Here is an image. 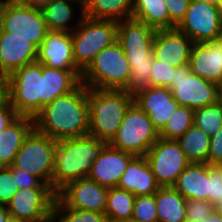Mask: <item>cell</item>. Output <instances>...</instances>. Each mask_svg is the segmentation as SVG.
Instances as JSON below:
<instances>
[{"instance_id": "14", "label": "cell", "mask_w": 222, "mask_h": 222, "mask_svg": "<svg viewBox=\"0 0 222 222\" xmlns=\"http://www.w3.org/2000/svg\"><path fill=\"white\" fill-rule=\"evenodd\" d=\"M194 43L217 41L222 29V18L217 5L191 0L184 19L176 27Z\"/></svg>"}, {"instance_id": "52", "label": "cell", "mask_w": 222, "mask_h": 222, "mask_svg": "<svg viewBox=\"0 0 222 222\" xmlns=\"http://www.w3.org/2000/svg\"><path fill=\"white\" fill-rule=\"evenodd\" d=\"M197 1L205 2V3H211V4H216L217 2L222 1V0H197Z\"/></svg>"}, {"instance_id": "48", "label": "cell", "mask_w": 222, "mask_h": 222, "mask_svg": "<svg viewBox=\"0 0 222 222\" xmlns=\"http://www.w3.org/2000/svg\"><path fill=\"white\" fill-rule=\"evenodd\" d=\"M51 0H33V6L37 8H42L46 4H48Z\"/></svg>"}, {"instance_id": "24", "label": "cell", "mask_w": 222, "mask_h": 222, "mask_svg": "<svg viewBox=\"0 0 222 222\" xmlns=\"http://www.w3.org/2000/svg\"><path fill=\"white\" fill-rule=\"evenodd\" d=\"M80 70H62L42 65L44 106L67 95L81 84Z\"/></svg>"}, {"instance_id": "1", "label": "cell", "mask_w": 222, "mask_h": 222, "mask_svg": "<svg viewBox=\"0 0 222 222\" xmlns=\"http://www.w3.org/2000/svg\"><path fill=\"white\" fill-rule=\"evenodd\" d=\"M34 129L56 141L82 137L89 132L86 86L80 84L71 93L57 97L34 117Z\"/></svg>"}, {"instance_id": "28", "label": "cell", "mask_w": 222, "mask_h": 222, "mask_svg": "<svg viewBox=\"0 0 222 222\" xmlns=\"http://www.w3.org/2000/svg\"><path fill=\"white\" fill-rule=\"evenodd\" d=\"M131 18L144 22L155 30L171 29L165 0H134Z\"/></svg>"}, {"instance_id": "39", "label": "cell", "mask_w": 222, "mask_h": 222, "mask_svg": "<svg viewBox=\"0 0 222 222\" xmlns=\"http://www.w3.org/2000/svg\"><path fill=\"white\" fill-rule=\"evenodd\" d=\"M216 208L205 200L189 199L186 202V222L206 220Z\"/></svg>"}, {"instance_id": "58", "label": "cell", "mask_w": 222, "mask_h": 222, "mask_svg": "<svg viewBox=\"0 0 222 222\" xmlns=\"http://www.w3.org/2000/svg\"><path fill=\"white\" fill-rule=\"evenodd\" d=\"M216 208H222V201L219 203V205Z\"/></svg>"}, {"instance_id": "37", "label": "cell", "mask_w": 222, "mask_h": 222, "mask_svg": "<svg viewBox=\"0 0 222 222\" xmlns=\"http://www.w3.org/2000/svg\"><path fill=\"white\" fill-rule=\"evenodd\" d=\"M176 67L169 63L161 62L154 58L149 86L168 87L174 77Z\"/></svg>"}, {"instance_id": "2", "label": "cell", "mask_w": 222, "mask_h": 222, "mask_svg": "<svg viewBox=\"0 0 222 222\" xmlns=\"http://www.w3.org/2000/svg\"><path fill=\"white\" fill-rule=\"evenodd\" d=\"M156 30L133 18L118 22L117 41L131 68L129 92L149 86L154 63L153 41Z\"/></svg>"}, {"instance_id": "6", "label": "cell", "mask_w": 222, "mask_h": 222, "mask_svg": "<svg viewBox=\"0 0 222 222\" xmlns=\"http://www.w3.org/2000/svg\"><path fill=\"white\" fill-rule=\"evenodd\" d=\"M117 30L118 22L83 15L78 26L71 32L73 58L81 72L101 50L117 41Z\"/></svg>"}, {"instance_id": "8", "label": "cell", "mask_w": 222, "mask_h": 222, "mask_svg": "<svg viewBox=\"0 0 222 222\" xmlns=\"http://www.w3.org/2000/svg\"><path fill=\"white\" fill-rule=\"evenodd\" d=\"M57 143L33 129L25 138L12 166L37 176L52 188Z\"/></svg>"}, {"instance_id": "55", "label": "cell", "mask_w": 222, "mask_h": 222, "mask_svg": "<svg viewBox=\"0 0 222 222\" xmlns=\"http://www.w3.org/2000/svg\"><path fill=\"white\" fill-rule=\"evenodd\" d=\"M2 19H1V6H0V37H1V33H2Z\"/></svg>"}, {"instance_id": "15", "label": "cell", "mask_w": 222, "mask_h": 222, "mask_svg": "<svg viewBox=\"0 0 222 222\" xmlns=\"http://www.w3.org/2000/svg\"><path fill=\"white\" fill-rule=\"evenodd\" d=\"M56 196L67 207L105 213L108 188L87 177L68 183Z\"/></svg>"}, {"instance_id": "9", "label": "cell", "mask_w": 222, "mask_h": 222, "mask_svg": "<svg viewBox=\"0 0 222 222\" xmlns=\"http://www.w3.org/2000/svg\"><path fill=\"white\" fill-rule=\"evenodd\" d=\"M158 138L159 132L148 115L132 102L124 114L116 136L109 144L135 156H145Z\"/></svg>"}, {"instance_id": "46", "label": "cell", "mask_w": 222, "mask_h": 222, "mask_svg": "<svg viewBox=\"0 0 222 222\" xmlns=\"http://www.w3.org/2000/svg\"><path fill=\"white\" fill-rule=\"evenodd\" d=\"M192 222H222V218L218 212H214L210 217L206 220H197Z\"/></svg>"}, {"instance_id": "43", "label": "cell", "mask_w": 222, "mask_h": 222, "mask_svg": "<svg viewBox=\"0 0 222 222\" xmlns=\"http://www.w3.org/2000/svg\"><path fill=\"white\" fill-rule=\"evenodd\" d=\"M17 116L15 109L10 104V101L7 100L0 107V131L7 127V125L10 124Z\"/></svg>"}, {"instance_id": "11", "label": "cell", "mask_w": 222, "mask_h": 222, "mask_svg": "<svg viewBox=\"0 0 222 222\" xmlns=\"http://www.w3.org/2000/svg\"><path fill=\"white\" fill-rule=\"evenodd\" d=\"M168 88L179 105L193 110L219 100L218 84L194 75L189 64L176 68Z\"/></svg>"}, {"instance_id": "42", "label": "cell", "mask_w": 222, "mask_h": 222, "mask_svg": "<svg viewBox=\"0 0 222 222\" xmlns=\"http://www.w3.org/2000/svg\"><path fill=\"white\" fill-rule=\"evenodd\" d=\"M208 164H222V127L210 138V148L208 153Z\"/></svg>"}, {"instance_id": "5", "label": "cell", "mask_w": 222, "mask_h": 222, "mask_svg": "<svg viewBox=\"0 0 222 222\" xmlns=\"http://www.w3.org/2000/svg\"><path fill=\"white\" fill-rule=\"evenodd\" d=\"M131 68L118 41L101 50L81 74V83L89 89L129 91Z\"/></svg>"}, {"instance_id": "47", "label": "cell", "mask_w": 222, "mask_h": 222, "mask_svg": "<svg viewBox=\"0 0 222 222\" xmlns=\"http://www.w3.org/2000/svg\"><path fill=\"white\" fill-rule=\"evenodd\" d=\"M75 5H79L78 10L80 9L81 11H84L89 4L91 3L92 0H71Z\"/></svg>"}, {"instance_id": "17", "label": "cell", "mask_w": 222, "mask_h": 222, "mask_svg": "<svg viewBox=\"0 0 222 222\" xmlns=\"http://www.w3.org/2000/svg\"><path fill=\"white\" fill-rule=\"evenodd\" d=\"M194 42L177 28L156 30L153 41V55L156 60L174 67L189 64Z\"/></svg>"}, {"instance_id": "44", "label": "cell", "mask_w": 222, "mask_h": 222, "mask_svg": "<svg viewBox=\"0 0 222 222\" xmlns=\"http://www.w3.org/2000/svg\"><path fill=\"white\" fill-rule=\"evenodd\" d=\"M8 100V85L4 77H0V107Z\"/></svg>"}, {"instance_id": "20", "label": "cell", "mask_w": 222, "mask_h": 222, "mask_svg": "<svg viewBox=\"0 0 222 222\" xmlns=\"http://www.w3.org/2000/svg\"><path fill=\"white\" fill-rule=\"evenodd\" d=\"M36 61L51 68L79 70L73 58L71 32L48 31L38 47Z\"/></svg>"}, {"instance_id": "41", "label": "cell", "mask_w": 222, "mask_h": 222, "mask_svg": "<svg viewBox=\"0 0 222 222\" xmlns=\"http://www.w3.org/2000/svg\"><path fill=\"white\" fill-rule=\"evenodd\" d=\"M171 19V29L176 28L184 19L191 0H165Z\"/></svg>"}, {"instance_id": "56", "label": "cell", "mask_w": 222, "mask_h": 222, "mask_svg": "<svg viewBox=\"0 0 222 222\" xmlns=\"http://www.w3.org/2000/svg\"><path fill=\"white\" fill-rule=\"evenodd\" d=\"M216 212H218L222 218V208H216Z\"/></svg>"}, {"instance_id": "30", "label": "cell", "mask_w": 222, "mask_h": 222, "mask_svg": "<svg viewBox=\"0 0 222 222\" xmlns=\"http://www.w3.org/2000/svg\"><path fill=\"white\" fill-rule=\"evenodd\" d=\"M190 163H208L210 137L196 125H192L176 140Z\"/></svg>"}, {"instance_id": "7", "label": "cell", "mask_w": 222, "mask_h": 222, "mask_svg": "<svg viewBox=\"0 0 222 222\" xmlns=\"http://www.w3.org/2000/svg\"><path fill=\"white\" fill-rule=\"evenodd\" d=\"M8 100L17 115L33 118L44 107L42 64L35 61L7 78Z\"/></svg>"}, {"instance_id": "19", "label": "cell", "mask_w": 222, "mask_h": 222, "mask_svg": "<svg viewBox=\"0 0 222 222\" xmlns=\"http://www.w3.org/2000/svg\"><path fill=\"white\" fill-rule=\"evenodd\" d=\"M38 47L27 38L11 36L2 30L0 37V77L37 60Z\"/></svg>"}, {"instance_id": "26", "label": "cell", "mask_w": 222, "mask_h": 222, "mask_svg": "<svg viewBox=\"0 0 222 222\" xmlns=\"http://www.w3.org/2000/svg\"><path fill=\"white\" fill-rule=\"evenodd\" d=\"M72 4L75 3L71 0H51L41 8L48 31L72 32L78 26L84 13L80 11L77 15ZM75 15L79 16L77 21H73Z\"/></svg>"}, {"instance_id": "18", "label": "cell", "mask_w": 222, "mask_h": 222, "mask_svg": "<svg viewBox=\"0 0 222 222\" xmlns=\"http://www.w3.org/2000/svg\"><path fill=\"white\" fill-rule=\"evenodd\" d=\"M135 155L112 147L109 143L101 149L93 163L88 178L106 188L117 187L118 182Z\"/></svg>"}, {"instance_id": "21", "label": "cell", "mask_w": 222, "mask_h": 222, "mask_svg": "<svg viewBox=\"0 0 222 222\" xmlns=\"http://www.w3.org/2000/svg\"><path fill=\"white\" fill-rule=\"evenodd\" d=\"M189 65L194 75L219 84L222 80V47L217 41L194 43Z\"/></svg>"}, {"instance_id": "57", "label": "cell", "mask_w": 222, "mask_h": 222, "mask_svg": "<svg viewBox=\"0 0 222 222\" xmlns=\"http://www.w3.org/2000/svg\"><path fill=\"white\" fill-rule=\"evenodd\" d=\"M7 2H8V0H0V6L4 5Z\"/></svg>"}, {"instance_id": "27", "label": "cell", "mask_w": 222, "mask_h": 222, "mask_svg": "<svg viewBox=\"0 0 222 222\" xmlns=\"http://www.w3.org/2000/svg\"><path fill=\"white\" fill-rule=\"evenodd\" d=\"M158 222H186L187 200L173 187H159L154 194Z\"/></svg>"}, {"instance_id": "34", "label": "cell", "mask_w": 222, "mask_h": 222, "mask_svg": "<svg viewBox=\"0 0 222 222\" xmlns=\"http://www.w3.org/2000/svg\"><path fill=\"white\" fill-rule=\"evenodd\" d=\"M193 124L202 129L211 138L222 127V102L194 110Z\"/></svg>"}, {"instance_id": "36", "label": "cell", "mask_w": 222, "mask_h": 222, "mask_svg": "<svg viewBox=\"0 0 222 222\" xmlns=\"http://www.w3.org/2000/svg\"><path fill=\"white\" fill-rule=\"evenodd\" d=\"M222 201V167L208 164V202L215 208Z\"/></svg>"}, {"instance_id": "45", "label": "cell", "mask_w": 222, "mask_h": 222, "mask_svg": "<svg viewBox=\"0 0 222 222\" xmlns=\"http://www.w3.org/2000/svg\"><path fill=\"white\" fill-rule=\"evenodd\" d=\"M0 222H13L7 209L1 206H0Z\"/></svg>"}, {"instance_id": "4", "label": "cell", "mask_w": 222, "mask_h": 222, "mask_svg": "<svg viewBox=\"0 0 222 222\" xmlns=\"http://www.w3.org/2000/svg\"><path fill=\"white\" fill-rule=\"evenodd\" d=\"M86 99L89 111L88 134L106 144L110 143L118 132L127 108L133 102V93L86 87Z\"/></svg>"}, {"instance_id": "12", "label": "cell", "mask_w": 222, "mask_h": 222, "mask_svg": "<svg viewBox=\"0 0 222 222\" xmlns=\"http://www.w3.org/2000/svg\"><path fill=\"white\" fill-rule=\"evenodd\" d=\"M55 199L52 188H23L4 207L13 222H51Z\"/></svg>"}, {"instance_id": "31", "label": "cell", "mask_w": 222, "mask_h": 222, "mask_svg": "<svg viewBox=\"0 0 222 222\" xmlns=\"http://www.w3.org/2000/svg\"><path fill=\"white\" fill-rule=\"evenodd\" d=\"M135 196L118 187L108 188L105 216L107 222L132 218Z\"/></svg>"}, {"instance_id": "3", "label": "cell", "mask_w": 222, "mask_h": 222, "mask_svg": "<svg viewBox=\"0 0 222 222\" xmlns=\"http://www.w3.org/2000/svg\"><path fill=\"white\" fill-rule=\"evenodd\" d=\"M105 144L89 134L58 141L52 190L57 194L68 183L87 178Z\"/></svg>"}, {"instance_id": "13", "label": "cell", "mask_w": 222, "mask_h": 222, "mask_svg": "<svg viewBox=\"0 0 222 222\" xmlns=\"http://www.w3.org/2000/svg\"><path fill=\"white\" fill-rule=\"evenodd\" d=\"M160 187L173 186L190 164L176 140L158 138L145 155Z\"/></svg>"}, {"instance_id": "49", "label": "cell", "mask_w": 222, "mask_h": 222, "mask_svg": "<svg viewBox=\"0 0 222 222\" xmlns=\"http://www.w3.org/2000/svg\"><path fill=\"white\" fill-rule=\"evenodd\" d=\"M12 4H30L33 5V0H8Z\"/></svg>"}, {"instance_id": "40", "label": "cell", "mask_w": 222, "mask_h": 222, "mask_svg": "<svg viewBox=\"0 0 222 222\" xmlns=\"http://www.w3.org/2000/svg\"><path fill=\"white\" fill-rule=\"evenodd\" d=\"M12 170V174L16 176V182L19 189L23 188H51L49 185L45 184L37 176L28 173L27 171L21 170L19 168H14L12 165L8 166Z\"/></svg>"}, {"instance_id": "32", "label": "cell", "mask_w": 222, "mask_h": 222, "mask_svg": "<svg viewBox=\"0 0 222 222\" xmlns=\"http://www.w3.org/2000/svg\"><path fill=\"white\" fill-rule=\"evenodd\" d=\"M51 222H107L105 213L67 207L57 196Z\"/></svg>"}, {"instance_id": "29", "label": "cell", "mask_w": 222, "mask_h": 222, "mask_svg": "<svg viewBox=\"0 0 222 222\" xmlns=\"http://www.w3.org/2000/svg\"><path fill=\"white\" fill-rule=\"evenodd\" d=\"M134 0H92L83 11L86 17L120 22L132 16Z\"/></svg>"}, {"instance_id": "10", "label": "cell", "mask_w": 222, "mask_h": 222, "mask_svg": "<svg viewBox=\"0 0 222 222\" xmlns=\"http://www.w3.org/2000/svg\"><path fill=\"white\" fill-rule=\"evenodd\" d=\"M1 19L3 31L27 38L37 47L48 32L41 8L30 4L5 3L1 6Z\"/></svg>"}, {"instance_id": "54", "label": "cell", "mask_w": 222, "mask_h": 222, "mask_svg": "<svg viewBox=\"0 0 222 222\" xmlns=\"http://www.w3.org/2000/svg\"><path fill=\"white\" fill-rule=\"evenodd\" d=\"M118 222H139L133 218H130V219H124V220H121V221H118Z\"/></svg>"}, {"instance_id": "50", "label": "cell", "mask_w": 222, "mask_h": 222, "mask_svg": "<svg viewBox=\"0 0 222 222\" xmlns=\"http://www.w3.org/2000/svg\"><path fill=\"white\" fill-rule=\"evenodd\" d=\"M218 96H219V101L222 102V80L218 84Z\"/></svg>"}, {"instance_id": "22", "label": "cell", "mask_w": 222, "mask_h": 222, "mask_svg": "<svg viewBox=\"0 0 222 222\" xmlns=\"http://www.w3.org/2000/svg\"><path fill=\"white\" fill-rule=\"evenodd\" d=\"M118 188L132 193L135 197L155 194L160 187L145 156H135L121 176Z\"/></svg>"}, {"instance_id": "51", "label": "cell", "mask_w": 222, "mask_h": 222, "mask_svg": "<svg viewBox=\"0 0 222 222\" xmlns=\"http://www.w3.org/2000/svg\"><path fill=\"white\" fill-rule=\"evenodd\" d=\"M216 5H217V9H218L219 15L222 18V1L217 2Z\"/></svg>"}, {"instance_id": "25", "label": "cell", "mask_w": 222, "mask_h": 222, "mask_svg": "<svg viewBox=\"0 0 222 222\" xmlns=\"http://www.w3.org/2000/svg\"><path fill=\"white\" fill-rule=\"evenodd\" d=\"M173 187L186 200L208 201V163H190Z\"/></svg>"}, {"instance_id": "23", "label": "cell", "mask_w": 222, "mask_h": 222, "mask_svg": "<svg viewBox=\"0 0 222 222\" xmlns=\"http://www.w3.org/2000/svg\"><path fill=\"white\" fill-rule=\"evenodd\" d=\"M33 129V118L18 115L0 131V167L12 165L25 138Z\"/></svg>"}, {"instance_id": "38", "label": "cell", "mask_w": 222, "mask_h": 222, "mask_svg": "<svg viewBox=\"0 0 222 222\" xmlns=\"http://www.w3.org/2000/svg\"><path fill=\"white\" fill-rule=\"evenodd\" d=\"M18 190L12 170L8 166L0 167V206L4 207Z\"/></svg>"}, {"instance_id": "35", "label": "cell", "mask_w": 222, "mask_h": 222, "mask_svg": "<svg viewBox=\"0 0 222 222\" xmlns=\"http://www.w3.org/2000/svg\"><path fill=\"white\" fill-rule=\"evenodd\" d=\"M132 218L139 222H158L154 194L135 198Z\"/></svg>"}, {"instance_id": "33", "label": "cell", "mask_w": 222, "mask_h": 222, "mask_svg": "<svg viewBox=\"0 0 222 222\" xmlns=\"http://www.w3.org/2000/svg\"><path fill=\"white\" fill-rule=\"evenodd\" d=\"M193 118V109L179 105L164 128L159 132V137L166 140H177L193 125Z\"/></svg>"}, {"instance_id": "16", "label": "cell", "mask_w": 222, "mask_h": 222, "mask_svg": "<svg viewBox=\"0 0 222 222\" xmlns=\"http://www.w3.org/2000/svg\"><path fill=\"white\" fill-rule=\"evenodd\" d=\"M133 102L144 111L160 132L177 110L179 103L168 87L147 86L133 93Z\"/></svg>"}, {"instance_id": "53", "label": "cell", "mask_w": 222, "mask_h": 222, "mask_svg": "<svg viewBox=\"0 0 222 222\" xmlns=\"http://www.w3.org/2000/svg\"><path fill=\"white\" fill-rule=\"evenodd\" d=\"M217 43L222 47V29H221V32L218 35Z\"/></svg>"}]
</instances>
